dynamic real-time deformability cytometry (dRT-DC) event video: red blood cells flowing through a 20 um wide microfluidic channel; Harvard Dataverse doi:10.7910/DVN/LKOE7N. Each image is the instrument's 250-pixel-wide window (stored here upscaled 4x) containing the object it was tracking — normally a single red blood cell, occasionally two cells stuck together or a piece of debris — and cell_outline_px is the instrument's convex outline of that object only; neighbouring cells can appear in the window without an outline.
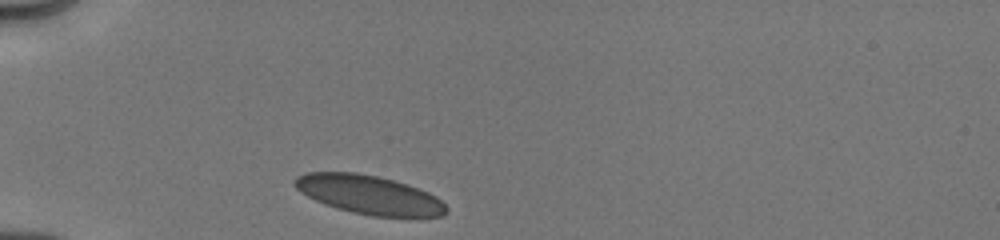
{"species": "human", "species_latin": "Homo sapiens", "temperature_condition": "cold", "stored_images_in_passage": 8, "camera_frame_rate_fps": 3000, "um_per_image_px": 0.085, "donor": {"sex": "male"}, "frame": {"image": 1, "passage_image": 1, "time_ms": 0.0, "image_size_px": [1000, 240], "cell_outline_px": [[448, 212], [444, 216], [372, 216], [352, 212], [336, 208], [324, 204], [300, 192], [292, 184], [292, 180], [296, 176], [304, 172], [356, 172], [376, 176], [408, 184], [428, 192], [436, 196], [448, 208]], "centroid_in_image_um": [31.34, 16.54], "position_along_channel_um": 53.7, "area_um2": 34.33}}
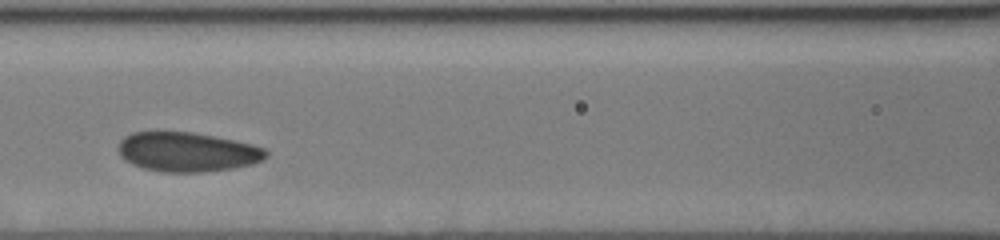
{"frame": {"image": 2, "passage_image": 5, "time_ms": 3.0, "image_size_px": [1000, 240], "cell_outline_px": [[268, 156], [264, 160], [252, 164], [232, 168], [200, 172], [164, 172], [144, 168], [132, 164], [124, 160], [120, 156], [120, 140], [124, 136], [132, 132], [192, 132], [216, 136], [252, 144], [264, 148], [268, 152]], "centroid_in_image_um": [15.94, 12.91], "position_along_channel_um": 150.7, "area_um2": 33.93}}
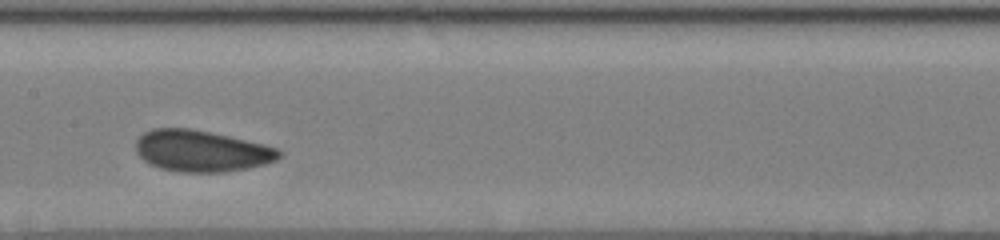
{"frame": {"image": 3, "passage_image": 7, "time_ms": 4.0, "image_size_px": [1000, 240], "cell_outline_px": [[284, 152], [276, 160], [264, 164], [248, 168], [224, 172], [180, 172], [160, 168], [148, 164], [136, 152], [136, 140], [144, 132], [152, 128], [192, 128], [212, 132], [264, 144], [280, 148]], "centroid_in_image_um": [17.13, 12.83], "position_along_channel_um": 190.3, "area_um2": 34.85}}